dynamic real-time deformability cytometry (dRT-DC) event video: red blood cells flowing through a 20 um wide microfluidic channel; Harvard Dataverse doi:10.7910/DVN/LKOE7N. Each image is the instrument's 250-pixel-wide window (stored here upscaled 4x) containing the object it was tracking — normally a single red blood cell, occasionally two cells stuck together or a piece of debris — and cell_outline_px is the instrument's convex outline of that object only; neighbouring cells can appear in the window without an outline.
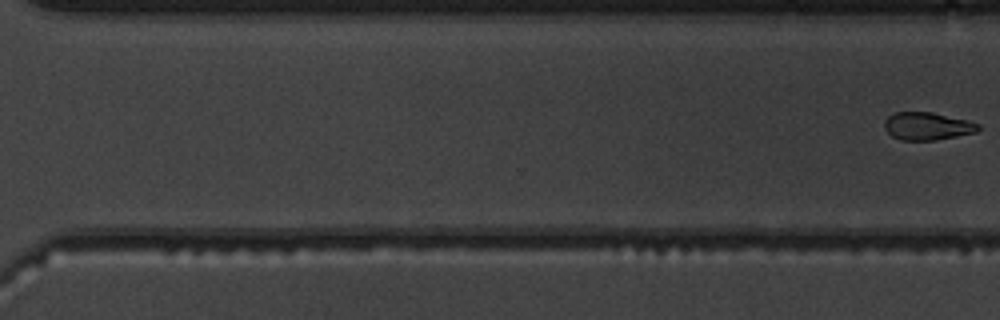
{"species": "common noctule bat (a hibernating species)", "species_latin": "Nyctalus noctula", "temperature_condition": "warm", "stored_images_in_passage": 11, "segment_of_instrument_passage": [2, 2], "camera_frame_rate_fps": 3000, "um_per_image_px": 0.085, "animal": {"sex": "male", "body_mass_g": 19.5, "forearm_length_mm": 54.6}, "frame": {"image": 1, "passage_image": 11, "time_ms": 12.0, "image_size_px": [1000, 320], "cell_outline_px": [[980, 128], [976, 132], [936, 140], [900, 140], [892, 136], [884, 128], [884, 120], [888, 116], [896, 112], [932, 112], [968, 120], [980, 124]], "centroid_in_image_um": [78.81, 10.72], "position_along_channel_um": 291.8, "area_um2": 15.2}}